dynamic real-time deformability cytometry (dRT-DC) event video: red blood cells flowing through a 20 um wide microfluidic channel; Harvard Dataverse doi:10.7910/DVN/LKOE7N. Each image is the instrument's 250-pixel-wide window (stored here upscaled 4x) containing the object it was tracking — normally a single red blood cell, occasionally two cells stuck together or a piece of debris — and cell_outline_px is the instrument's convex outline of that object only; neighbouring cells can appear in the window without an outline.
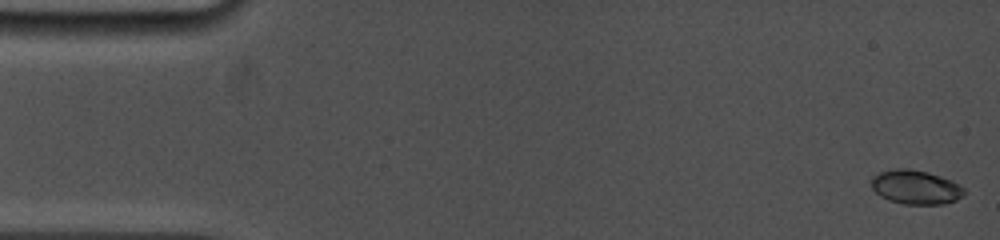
{"species": "common noctule bat (a hibernating species)", "species_latin": "Nyctalus noctula", "temperature_condition": "cold", "stored_images_in_passage": 35, "camera_frame_rate_fps": 5000, "um_per_image_px": 0.085, "animal": {"sex": "female", "body_mass_g": 19.0, "forearm_length_mm": 53.3}, "frame": {"image": 1, "passage_image": 1, "time_ms": 0.0, "image_size_px": [1000, 240], "cell_outline_px": [[964, 196], [956, 200], [944, 204], [904, 204], [888, 200], [880, 196], [872, 188], [872, 176], [880, 172], [896, 168], [908, 168], [928, 172], [952, 180], [964, 188]], "centroid_in_image_um": [77.84, 15.91], "position_along_channel_um": 7.2, "area_um2": 18.5}}
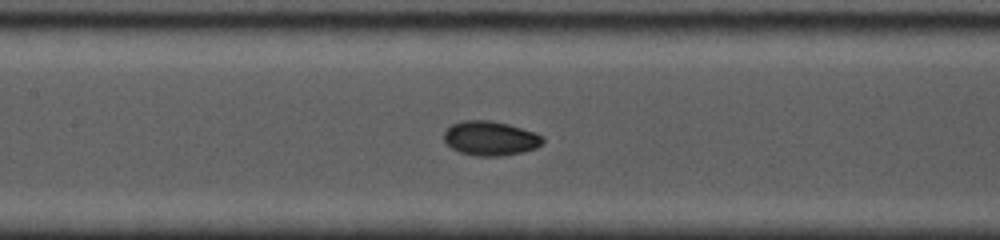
{"frame": {"image": 2, "passage_image": 17, "time_ms": 7.4, "image_size_px": [1000, 240], "cell_outline_px": [[544, 144], [536, 148], [520, 152], [500, 156], [476, 156], [460, 152], [452, 148], [444, 140], [444, 132], [452, 124], [460, 120], [488, 120], [508, 124], [544, 136]], "centroid_in_image_um": [41.68, 11.75], "position_along_channel_um": 165.7, "area_um2": 19.71}}
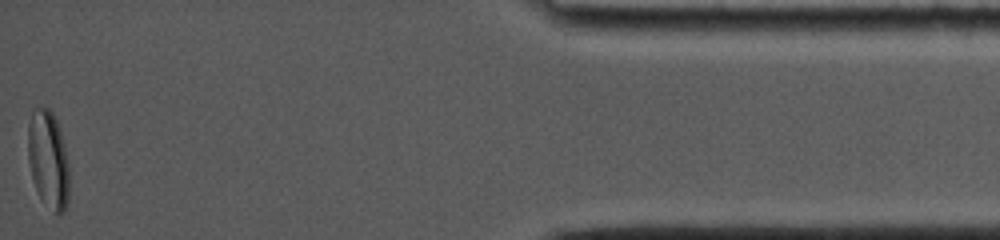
{"frame": {"image": 3, "passage_image": 35, "time_ms": 15.8, "image_size_px": [1000, 240], "cell_outline_px": [[68, 204], [64, 212], [56, 212], [40, 196], [36, 188], [32, 176], [28, 160], [28, 124], [32, 112], [36, 108], [48, 108], [52, 112], [56, 120], [64, 144], [68, 160]], "centroid_in_image_um": [4.1, 13.52], "position_along_channel_um": 431.1, "area_um2": 23.0}, "authors_computed_cell_mechanics": {"area_um2": 19.1896, "velocity_mm_per_s": 3.9125, "shape_relaxation_time_tau1_ms": 5.026, "shape_relaxation_time_tau2_ms": null, "deformation_change_tau1": 0.1468, "deformation_change_tau2": null}}